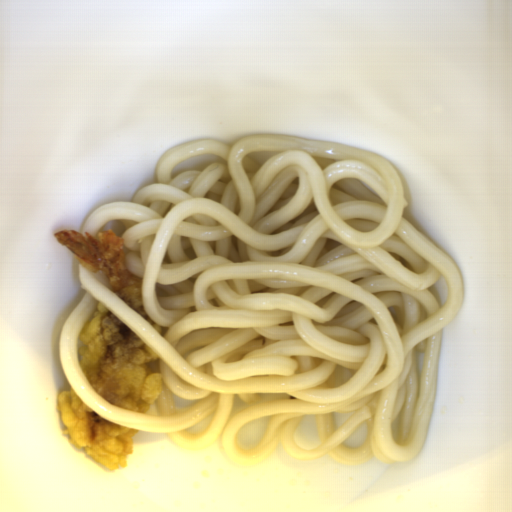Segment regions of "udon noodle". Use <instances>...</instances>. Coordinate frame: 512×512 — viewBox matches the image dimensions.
Returning <instances> with one entry per match:
<instances>
[{"label":"udon noodle","instance_id":"udon-noodle-1","mask_svg":"<svg viewBox=\"0 0 512 512\" xmlns=\"http://www.w3.org/2000/svg\"><path fill=\"white\" fill-rule=\"evenodd\" d=\"M218 160L171 176L201 154ZM398 171L351 144L281 135L175 146L156 181L130 202L89 215L82 235L120 221L127 269L163 335L78 266L80 303L62 325L60 367L102 418L165 432L201 452L219 441L227 461L251 466L278 447L340 464L417 457L426 443L444 329L466 290L461 268L404 214ZM445 277L442 307L430 292ZM102 302L158 356L162 392L144 413L110 405L78 362L79 334ZM198 400L177 407L173 398ZM333 412L352 416L336 431ZM213 414L210 428L186 430ZM260 443L239 447L246 424L271 416ZM320 444H294L305 416ZM367 422L365 440H344Z\"/></svg>","mask_w":512,"mask_h":512}]
</instances>
